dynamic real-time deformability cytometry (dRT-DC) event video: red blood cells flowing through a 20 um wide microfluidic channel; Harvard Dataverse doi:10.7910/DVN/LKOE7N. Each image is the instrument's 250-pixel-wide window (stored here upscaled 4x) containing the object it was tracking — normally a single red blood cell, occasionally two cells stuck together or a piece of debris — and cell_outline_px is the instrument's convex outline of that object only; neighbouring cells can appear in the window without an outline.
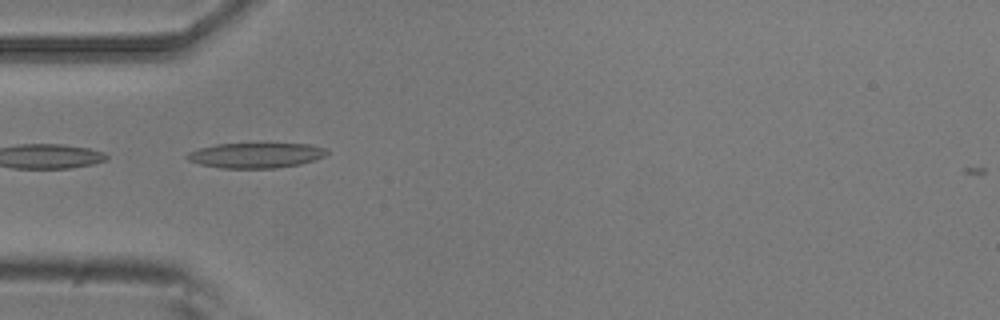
{"species": "common noctule bat (a hibernating species)", "species_latin": "Nyctalus noctula", "temperature_condition": "room temperature", "stored_images_in_passage": 7, "camera_frame_rate_fps": 3000, "um_per_image_px": 0.085, "animal": {"sex": "male", "body_mass_g": 20.5, "forearm_length_mm": 52.5}, "frame": {"image": 1, "passage_image": 5, "time_ms": 1.333, "image_size_px": [1000, 320], "cell_outline_px": [[328, 152], [324, 156], [316, 160], [300, 164], [276, 168], [220, 168], [200, 164], [188, 160], [184, 156], [188, 152], [200, 148], [216, 144], [312, 144], [328, 148]], "centroid_in_image_um": [21.77, 13.2], "position_along_channel_um": 63.2, "area_um2": 20.58}}
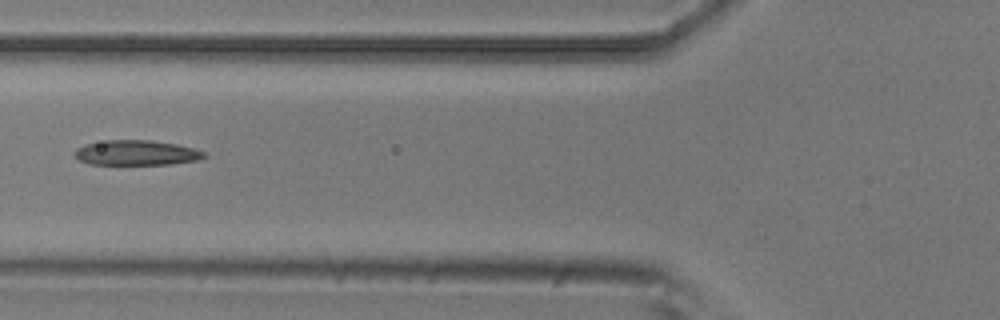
{"frame": {"image": 2, "passage_image": 6, "time_ms": 1.667, "image_size_px": [1000, 320], "cell_outline_px": [[208, 156], [196, 160], [172, 164], [88, 164], [80, 160], [72, 152], [76, 148], [84, 144], [108, 140], [152, 140], [176, 144], [192, 148], [204, 152]], "centroid_in_image_um": [11.57, 12.98], "position_along_channel_um": 114.2, "area_um2": 18.84}}
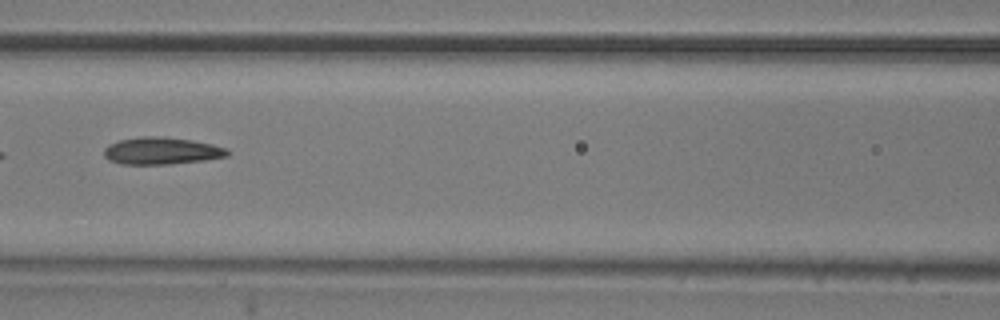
{"frame": {"image": 3, "passage_image": 7, "time_ms": 2.0, "image_size_px": [1000, 320], "cell_outline_px": [[228, 156], [204, 160], [168, 164], [120, 164], [108, 160], [104, 156], [104, 148], [108, 144], [120, 140], [140, 136], [160, 136], [192, 140], [212, 144], [228, 148]], "centroid_in_image_um": [13.71, 12.82], "position_along_channel_um": 152.9, "area_um2": 19.59}}